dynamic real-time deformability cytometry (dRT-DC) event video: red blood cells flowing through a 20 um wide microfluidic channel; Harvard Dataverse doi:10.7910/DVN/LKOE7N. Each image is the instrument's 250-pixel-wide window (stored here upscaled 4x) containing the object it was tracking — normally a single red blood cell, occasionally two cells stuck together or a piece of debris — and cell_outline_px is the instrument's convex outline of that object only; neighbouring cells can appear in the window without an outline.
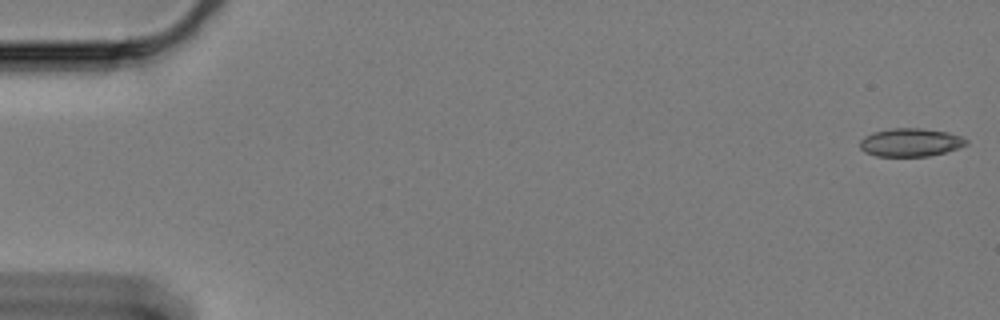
{"species": "Egyptian fruit bat (a non-hibernating species)", "species_latin": "Rousettus aegyptiacus", "temperature_condition": "cold", "stored_images_in_passage": 60, "camera_frame_rate_fps": 3000, "um_per_image_px": 0.085, "animal": {"sex": "female"}, "frame": {"image": 1, "passage_image": 1, "time_ms": 0.0, "image_size_px": [1000, 320], "cell_outline_px": [[968, 144], [944, 152], [928, 156], [876, 156], [864, 152], [860, 148], [860, 140], [864, 136], [872, 132], [888, 128], [920, 128], [948, 132], [960, 136], [968, 140]], "centroid_in_image_um": [77.35, 12.09], "position_along_channel_um": 7.7, "area_um2": 17.51}}
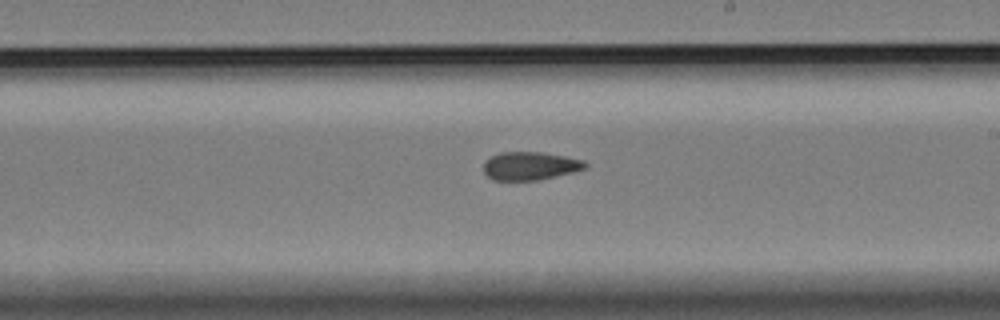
{"frame": {"image": 2, "passage_image": 35, "time_ms": 11.333, "image_size_px": [1000, 320], "cell_outline_px": [[588, 168], [540, 180], [492, 180], [484, 172], [484, 160], [500, 152], [544, 152], [584, 160], [588, 164]], "centroid_in_image_um": [45.07, 14.1], "position_along_channel_um": 243.9, "area_um2": 16.82}}
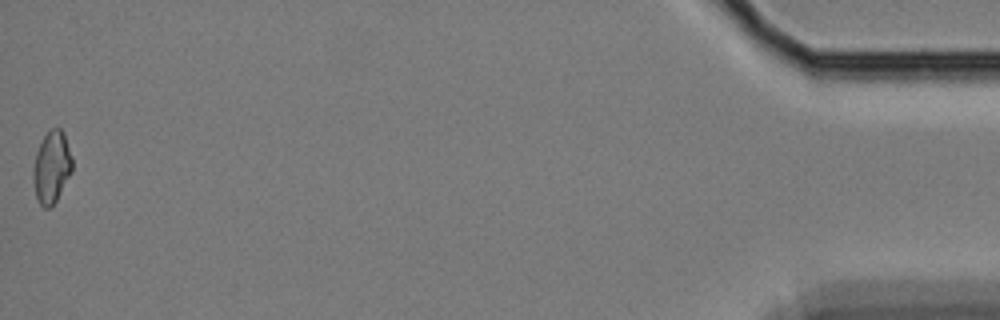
{"frame": {"image": 3, "passage_image": 60, "time_ms": 19.667, "image_size_px": [1000, 320], "cell_outline_px": [[72, 172], [56, 200], [48, 208], [44, 208], [40, 204], [36, 196], [32, 176], [32, 168], [36, 152], [48, 128], [60, 128], [64, 132], [72, 156]], "centroid_in_image_um": [4.39, 14.17], "position_along_channel_um": 430.8, "area_um2": 16.47}, "authors_computed_cell_mechanics": {"area_um2": 17.4556, "velocity_mm_per_s": 3.3371, "shape_relaxation_time_tau1_ms": null, "shape_relaxation_time_tau2_ms": 4.0414, "deformation_change_tau1": null, "deformation_change_tau2": 0.0886}}